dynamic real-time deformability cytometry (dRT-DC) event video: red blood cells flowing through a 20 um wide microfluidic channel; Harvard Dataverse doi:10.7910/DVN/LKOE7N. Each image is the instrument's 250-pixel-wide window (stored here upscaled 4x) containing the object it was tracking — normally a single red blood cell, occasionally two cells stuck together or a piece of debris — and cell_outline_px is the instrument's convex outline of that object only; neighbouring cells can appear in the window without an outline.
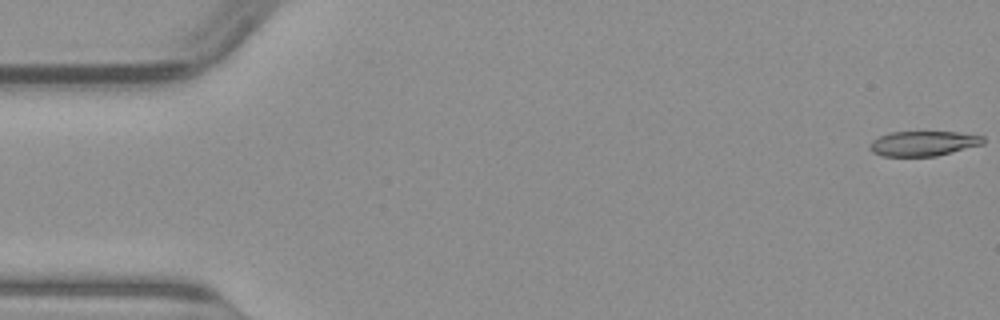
{"species": "common noctule bat (a hibernating species)", "species_latin": "Nyctalus noctula", "temperature_condition": "warm", "stored_images_in_passage": 10, "camera_frame_rate_fps": 3000, "um_per_image_px": 0.085, "animal": {"sex": "male", "body_mass_g": 23.1, "forearm_length_mm": 52.7}, "frame": {"image": 1, "passage_image": 1, "time_ms": 0.0, "image_size_px": [1000, 320], "cell_outline_px": [[984, 144], [936, 156], [884, 156], [872, 152], [868, 148], [868, 144], [872, 140], [888, 132], [956, 132], [984, 136]], "centroid_in_image_um": [78.45, 12.19], "position_along_channel_um": 6.5, "area_um2": 16.53}}